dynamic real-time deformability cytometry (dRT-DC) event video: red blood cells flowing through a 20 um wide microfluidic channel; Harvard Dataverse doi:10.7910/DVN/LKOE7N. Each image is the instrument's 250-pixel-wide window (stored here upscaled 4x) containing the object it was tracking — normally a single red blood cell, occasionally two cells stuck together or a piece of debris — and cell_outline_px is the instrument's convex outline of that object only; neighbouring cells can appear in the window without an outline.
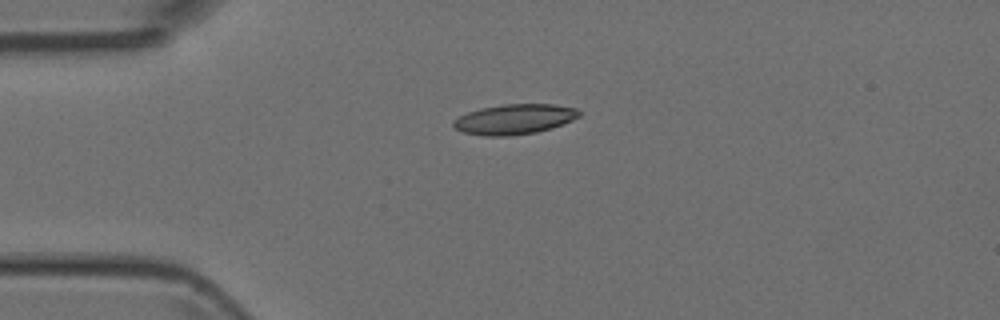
{"species": "Egyptian fruit bat (a non-hibernating species)", "species_latin": "Rousettus aegyptiacus", "temperature_condition": "room temperature", "stored_images_in_passage": 41, "camera_frame_rate_fps": 3000, "um_per_image_px": 0.085, "animal": {"sex": "female"}, "frame": {"image": 1, "passage_image": 1, "time_ms": 0.0, "image_size_px": [1000, 320], "cell_outline_px": [[580, 116], [572, 120], [552, 128], [536, 132], [512, 136], [484, 136], [464, 132], [452, 128], [452, 120], [468, 112], [480, 108], [504, 104], [552, 104], [576, 108], [580, 112]], "centroid_in_image_um": [43.7, 10.14], "position_along_channel_um": 41.3, "area_um2": 22.2}}
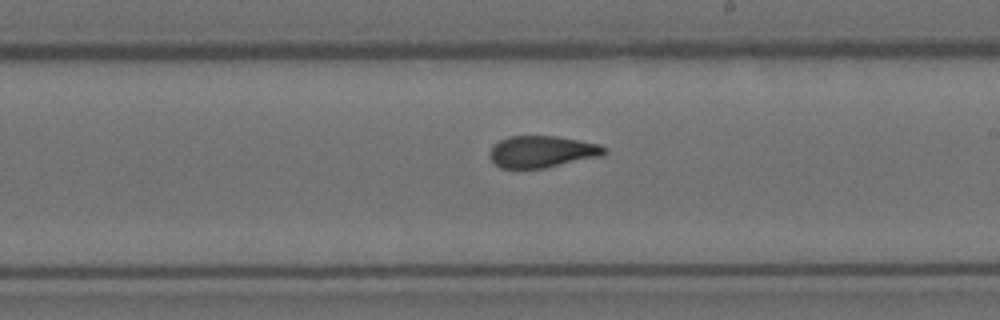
{"frame": {"image": 2, "passage_image": 18, "time_ms": 5.667, "image_size_px": [1000, 320], "cell_outline_px": [[608, 152], [604, 156], [544, 168], [500, 168], [488, 156], [488, 152], [492, 144], [508, 136], [556, 136], [600, 144], [608, 148]], "centroid_in_image_um": [46.09, 12.89], "position_along_channel_um": 242.9, "area_um2": 21.56}}
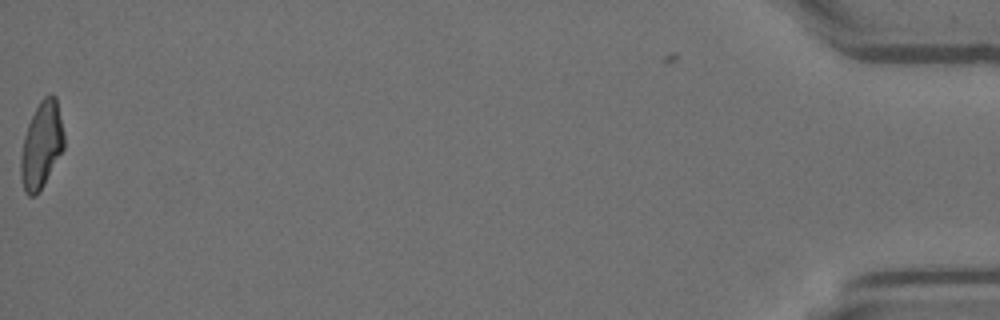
{"frame": {"image": 3, "passage_image": 40, "time_ms": 13.0, "image_size_px": [1000, 320], "cell_outline_px": [[64, 148], [36, 196], [28, 196], [24, 192], [20, 176], [20, 160], [24, 136], [28, 124], [40, 100], [48, 92], [52, 92], [56, 96], [64, 132]], "centroid_in_image_um": [3.52, 12.3], "position_along_channel_um": 431.7, "area_um2": 21.79}}